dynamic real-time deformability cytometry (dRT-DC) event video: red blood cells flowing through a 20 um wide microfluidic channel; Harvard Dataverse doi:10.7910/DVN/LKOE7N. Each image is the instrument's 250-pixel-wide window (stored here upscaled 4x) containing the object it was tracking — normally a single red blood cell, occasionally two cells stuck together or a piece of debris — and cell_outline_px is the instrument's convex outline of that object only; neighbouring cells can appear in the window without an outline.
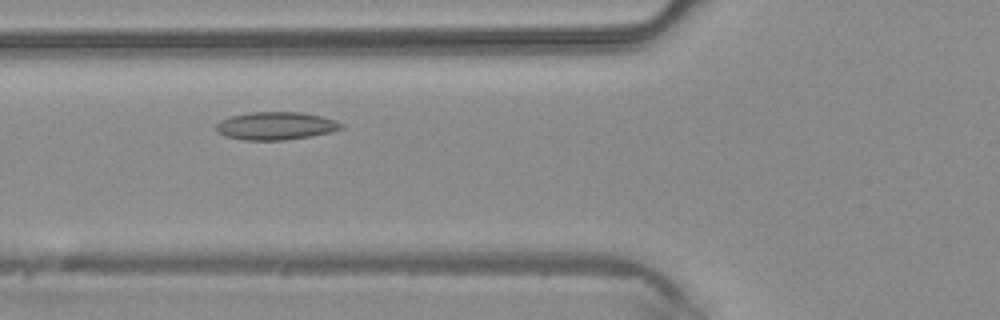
{"species": "common noctule bat (a hibernating species)", "species_latin": "Nyctalus noctula", "temperature_condition": "warm", "stored_images_in_passage": 36, "camera_frame_rate_fps": 3000, "um_per_image_px": 0.085, "animal": {"sex": "male", "body_mass_g": 20.4}, "frame": {"image": 1, "passage_image": 10, "time_ms": 3.0, "image_size_px": [1000, 320], "cell_outline_px": [[344, 128], [328, 132], [308, 136], [284, 140], [244, 140], [224, 136], [216, 128], [216, 124], [220, 120], [232, 116], [252, 112], [300, 112], [320, 116], [336, 120], [344, 124]], "centroid_in_image_um": [23.45, 10.69], "position_along_channel_um": 102.4, "area_um2": 20.11}}
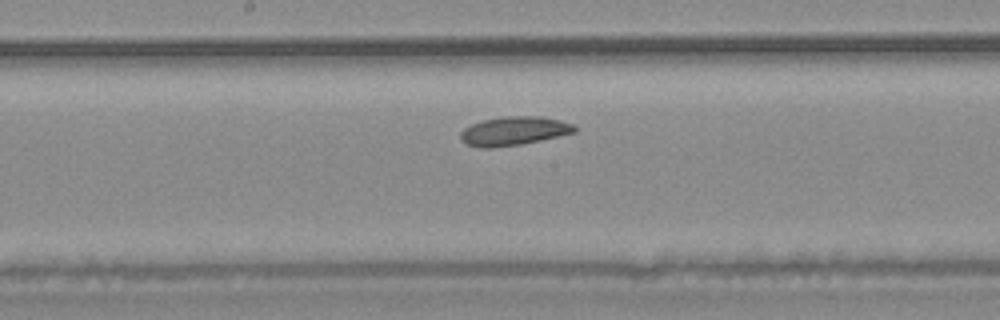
{"frame": {"image": 2, "passage_image": 17, "time_ms": 5.333, "image_size_px": [1000, 320], "cell_outline_px": [[576, 132], [540, 140], [520, 144], [492, 148], [480, 148], [464, 144], [460, 140], [460, 132], [464, 128], [472, 124], [484, 120], [504, 116], [540, 116], [560, 120], [572, 124], [576, 128]], "centroid_in_image_um": [43.63, 11.14], "position_along_channel_um": 204.6, "area_um2": 19.13}}
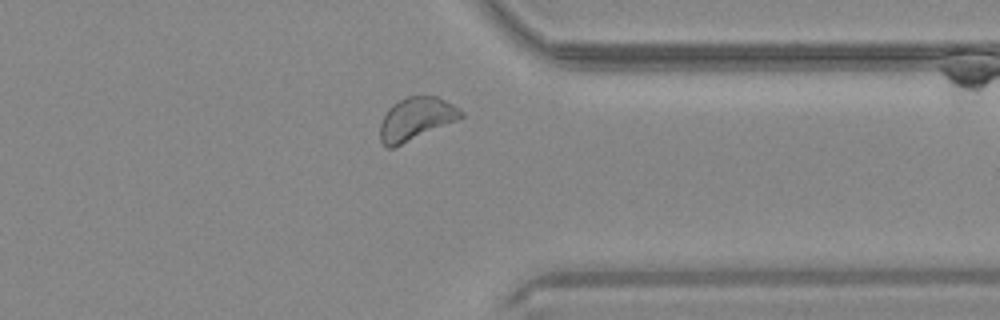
{"frame": {"image": 3, "passage_image": 29, "time_ms": 9.333, "image_size_px": [1000, 320], "cell_outline_px": [[464, 116], [460, 120], [392, 148], [388, 148], [380, 140], [380, 124], [388, 108], [392, 104], [408, 96], [436, 96], [452, 104], [464, 112]], "centroid_in_image_um": [35.38, 10.1], "position_along_channel_um": 376.0, "area_um2": 20.17}}